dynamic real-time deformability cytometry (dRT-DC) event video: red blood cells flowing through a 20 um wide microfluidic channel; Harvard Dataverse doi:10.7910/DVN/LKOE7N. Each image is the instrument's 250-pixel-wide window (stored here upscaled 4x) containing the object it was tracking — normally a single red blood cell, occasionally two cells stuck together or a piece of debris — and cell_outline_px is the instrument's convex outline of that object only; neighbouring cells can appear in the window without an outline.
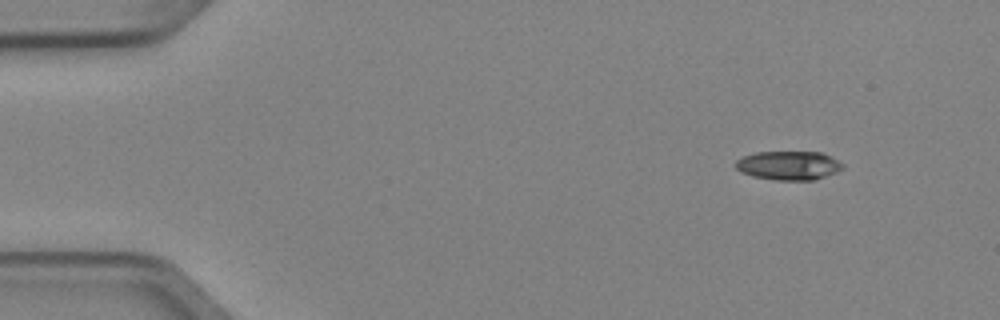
{"species": "Egyptian fruit bat (a non-hibernating species)", "species_latin": "Rousettus aegyptiacus", "temperature_condition": "cold", "stored_images_in_passage": 3, "camera_frame_rate_fps": 3000, "um_per_image_px": 0.085, "animal": {"sex": "female"}, "frame": {"image": 1, "passage_image": 1, "time_ms": 0.0, "image_size_px": [1000, 320], "cell_outline_px": [[844, 168], [836, 172], [816, 180], [776, 180], [752, 176], [740, 172], [736, 168], [736, 160], [744, 156], [756, 152], [820, 152], [832, 156], [844, 164]], "centroid_in_image_um": [67.06, 14.07], "position_along_channel_um": 17.9, "area_um2": 18.15}}